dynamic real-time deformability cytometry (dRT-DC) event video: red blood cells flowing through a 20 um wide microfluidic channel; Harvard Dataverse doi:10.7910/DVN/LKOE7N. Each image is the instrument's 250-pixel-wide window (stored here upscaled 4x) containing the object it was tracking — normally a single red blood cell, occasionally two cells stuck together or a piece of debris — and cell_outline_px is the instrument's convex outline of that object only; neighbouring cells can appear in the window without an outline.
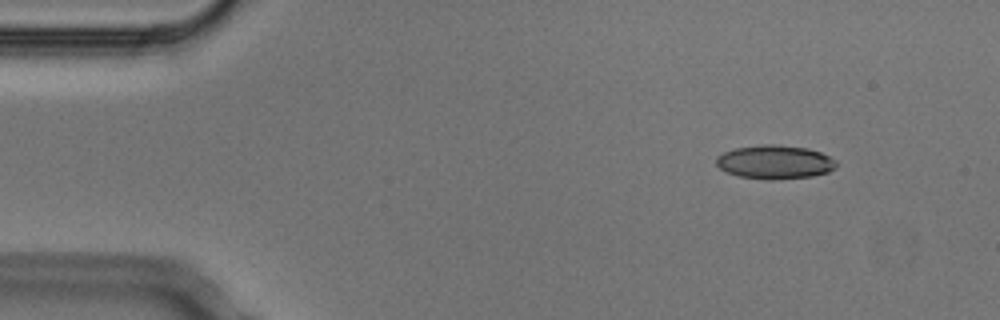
{"species": "Egyptian fruit bat (a non-hibernating species)", "species_latin": "Rousettus aegyptiacus", "temperature_condition": "cold", "stored_images_in_passage": 4, "camera_frame_rate_fps": 3000, "um_per_image_px": 0.085, "animal": {"sex": "male"}, "frame": {"image": 1, "passage_image": 2, "time_ms": 0.333, "image_size_px": [1000, 320], "cell_outline_px": [[836, 168], [828, 172], [812, 176], [772, 180], [768, 180], [740, 176], [728, 172], [720, 168], [716, 164], [716, 156], [724, 152], [736, 148], [760, 144], [772, 144], [808, 148], [820, 152], [836, 160]], "centroid_in_image_um": [65.87, 13.77], "position_along_channel_um": 19.1, "area_um2": 23.58}}